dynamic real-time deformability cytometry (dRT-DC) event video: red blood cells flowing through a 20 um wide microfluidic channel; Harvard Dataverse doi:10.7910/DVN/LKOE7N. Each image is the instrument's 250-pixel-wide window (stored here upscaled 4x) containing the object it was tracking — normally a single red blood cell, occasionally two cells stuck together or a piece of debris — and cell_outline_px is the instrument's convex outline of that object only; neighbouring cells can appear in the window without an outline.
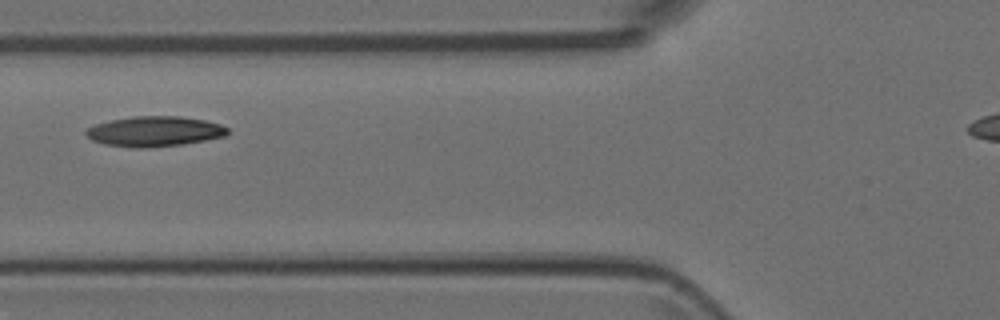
{"species": "Egyptian fruit bat (a non-hibernating species)", "species_latin": "Rousettus aegyptiacus", "temperature_condition": "room temperature", "stored_images_in_passage": 6, "camera_frame_rate_fps": 3000, "um_per_image_px": 0.085, "animal": {"sex": "female"}, "frame": {"image": 1, "passage_image": 2, "time_ms": 0.333, "image_size_px": [1000, 320], "cell_outline_px": [[228, 132], [224, 136], [204, 140], [180, 144], [144, 148], [136, 148], [104, 144], [92, 140], [84, 132], [88, 128], [96, 124], [112, 120], [132, 116], [180, 116], [204, 120], [220, 124], [228, 128]], "centroid_in_image_um": [13.12, 11.16], "position_along_channel_um": 112.7, "area_um2": 24.62}}
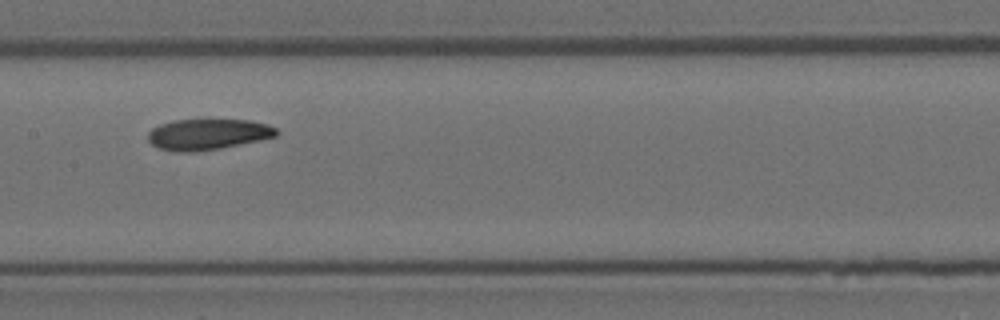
{"frame": {"image": 2, "passage_image": 4, "time_ms": 1.0, "image_size_px": [1000, 320], "cell_outline_px": [[280, 132], [276, 136], [260, 140], [220, 148], [196, 152], [180, 152], [160, 148], [152, 144], [148, 140], [148, 132], [152, 128], [160, 124], [172, 120], [252, 120], [268, 124], [276, 128]], "centroid_in_image_um": [17.68, 11.41], "position_along_channel_um": 189.7, "area_um2": 23.12}}
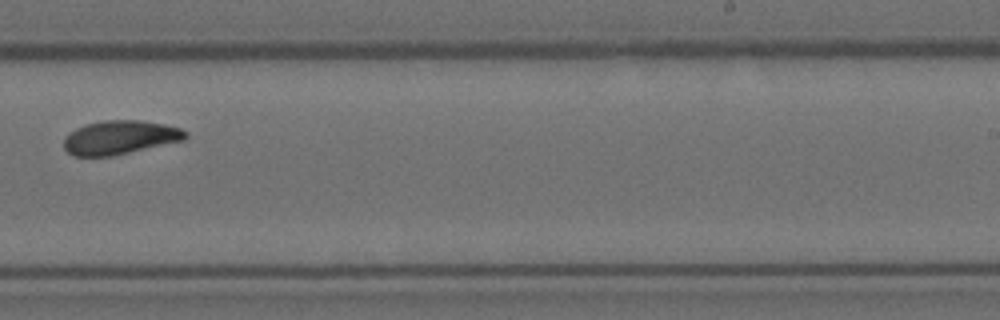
{"frame": {"image": 3, "passage_image": 6, "time_ms": 1.667, "image_size_px": [1000, 320], "cell_outline_px": [[188, 136], [184, 140], [112, 156], [72, 156], [64, 148], [64, 136], [68, 132], [84, 124], [104, 120], [140, 120], [164, 124], [180, 128], [188, 132]], "centroid_in_image_um": [10.17, 11.68], "position_along_channel_um": 278.8, "area_um2": 24.1}}